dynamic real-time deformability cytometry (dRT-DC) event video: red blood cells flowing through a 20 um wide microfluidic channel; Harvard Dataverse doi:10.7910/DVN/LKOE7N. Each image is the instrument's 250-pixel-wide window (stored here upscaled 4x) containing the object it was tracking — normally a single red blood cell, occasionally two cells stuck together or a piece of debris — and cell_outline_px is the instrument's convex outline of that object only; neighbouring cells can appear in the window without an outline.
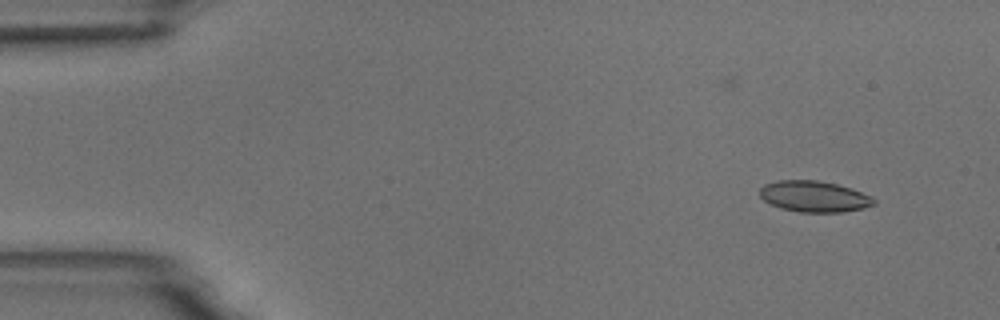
{"species": "common noctule bat (a hibernating species)", "species_latin": "Nyctalus noctula", "temperature_condition": "room temperature", "stored_images_in_passage": 6, "camera_frame_rate_fps": 3000, "um_per_image_px": 0.085, "animal": {"sex": "male", "body_mass_g": 18.8}, "frame": {"image": 1, "passage_image": 2, "time_ms": 2.0, "image_size_px": [1000, 320], "cell_outline_px": [[876, 204], [864, 208], [840, 212], [800, 212], [780, 208], [764, 200], [760, 196], [760, 188], [764, 184], [776, 180], [816, 180], [836, 184], [852, 188], [872, 196], [876, 200]], "centroid_in_image_um": [69.22, 16.69], "position_along_channel_um": 15.8, "area_um2": 20.75}}
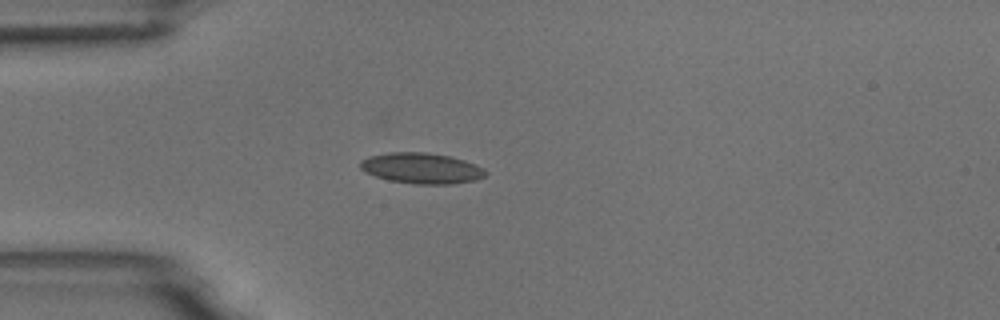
{"frame": {"image": 2, "passage_image": 5, "time_ms": 5.333, "image_size_px": [1000, 320], "cell_outline_px": [[488, 172], [484, 176], [476, 180], [452, 184], [416, 184], [388, 180], [364, 172], [360, 168], [360, 160], [368, 156], [388, 152], [424, 152], [448, 156], [464, 160], [484, 168]], "centroid_in_image_um": [35.81, 14.3], "position_along_channel_um": 49.2, "area_um2": 22.48}}